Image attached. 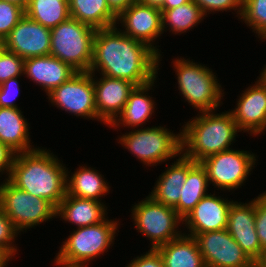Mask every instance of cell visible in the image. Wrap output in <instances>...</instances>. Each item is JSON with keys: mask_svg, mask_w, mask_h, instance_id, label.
<instances>
[{"mask_svg": "<svg viewBox=\"0 0 266 267\" xmlns=\"http://www.w3.org/2000/svg\"><path fill=\"white\" fill-rule=\"evenodd\" d=\"M24 15L20 6L0 0V39L4 40Z\"/></svg>", "mask_w": 266, "mask_h": 267, "instance_id": "31", "label": "cell"}, {"mask_svg": "<svg viewBox=\"0 0 266 267\" xmlns=\"http://www.w3.org/2000/svg\"><path fill=\"white\" fill-rule=\"evenodd\" d=\"M19 79L20 77L11 78L0 84V107L20 108L15 102L20 94Z\"/></svg>", "mask_w": 266, "mask_h": 267, "instance_id": "36", "label": "cell"}, {"mask_svg": "<svg viewBox=\"0 0 266 267\" xmlns=\"http://www.w3.org/2000/svg\"><path fill=\"white\" fill-rule=\"evenodd\" d=\"M137 0H107L111 10L118 16L123 10L127 9Z\"/></svg>", "mask_w": 266, "mask_h": 267, "instance_id": "39", "label": "cell"}, {"mask_svg": "<svg viewBox=\"0 0 266 267\" xmlns=\"http://www.w3.org/2000/svg\"><path fill=\"white\" fill-rule=\"evenodd\" d=\"M20 108L0 107V142L16 153L32 151L30 127Z\"/></svg>", "mask_w": 266, "mask_h": 267, "instance_id": "23", "label": "cell"}, {"mask_svg": "<svg viewBox=\"0 0 266 267\" xmlns=\"http://www.w3.org/2000/svg\"><path fill=\"white\" fill-rule=\"evenodd\" d=\"M100 76L93 74L95 107L98 118L109 126L122 112L136 85L124 79Z\"/></svg>", "mask_w": 266, "mask_h": 267, "instance_id": "18", "label": "cell"}, {"mask_svg": "<svg viewBox=\"0 0 266 267\" xmlns=\"http://www.w3.org/2000/svg\"><path fill=\"white\" fill-rule=\"evenodd\" d=\"M79 166L77 170L72 172L66 171V194L78 198L92 199L101 201V197H105L110 193V187L104 175L92 167ZM105 179V180H104Z\"/></svg>", "mask_w": 266, "mask_h": 267, "instance_id": "24", "label": "cell"}, {"mask_svg": "<svg viewBox=\"0 0 266 267\" xmlns=\"http://www.w3.org/2000/svg\"><path fill=\"white\" fill-rule=\"evenodd\" d=\"M159 66L158 54L147 44L123 34L119 26L97 29L89 69L92 74L98 72L142 86L157 79Z\"/></svg>", "mask_w": 266, "mask_h": 267, "instance_id": "1", "label": "cell"}, {"mask_svg": "<svg viewBox=\"0 0 266 267\" xmlns=\"http://www.w3.org/2000/svg\"><path fill=\"white\" fill-rule=\"evenodd\" d=\"M209 182L207 172L197 162L187 173V178L180 191L178 204L174 207L178 215L184 219L195 205L208 195Z\"/></svg>", "mask_w": 266, "mask_h": 267, "instance_id": "27", "label": "cell"}, {"mask_svg": "<svg viewBox=\"0 0 266 267\" xmlns=\"http://www.w3.org/2000/svg\"><path fill=\"white\" fill-rule=\"evenodd\" d=\"M254 267H264L262 264H256Z\"/></svg>", "mask_w": 266, "mask_h": 267, "instance_id": "46", "label": "cell"}, {"mask_svg": "<svg viewBox=\"0 0 266 267\" xmlns=\"http://www.w3.org/2000/svg\"><path fill=\"white\" fill-rule=\"evenodd\" d=\"M105 202L65 195L57 207L56 217L76 225L75 228L98 224L108 217Z\"/></svg>", "mask_w": 266, "mask_h": 267, "instance_id": "22", "label": "cell"}, {"mask_svg": "<svg viewBox=\"0 0 266 267\" xmlns=\"http://www.w3.org/2000/svg\"><path fill=\"white\" fill-rule=\"evenodd\" d=\"M48 101L59 110L76 117L102 121L97 116L93 74L77 72L68 81L53 89L48 95ZM93 118V119H92Z\"/></svg>", "mask_w": 266, "mask_h": 267, "instance_id": "11", "label": "cell"}, {"mask_svg": "<svg viewBox=\"0 0 266 267\" xmlns=\"http://www.w3.org/2000/svg\"><path fill=\"white\" fill-rule=\"evenodd\" d=\"M24 60V58L3 48L0 52V84L8 79L22 76Z\"/></svg>", "mask_w": 266, "mask_h": 267, "instance_id": "32", "label": "cell"}, {"mask_svg": "<svg viewBox=\"0 0 266 267\" xmlns=\"http://www.w3.org/2000/svg\"><path fill=\"white\" fill-rule=\"evenodd\" d=\"M156 79L148 84L142 86H136L130 93L129 98L123 107L122 112L118 117L109 125V128H121V126L134 128H144V124L149 122L152 114L155 112L156 103L152 99L154 97L149 96L150 90H153ZM147 94V95H146ZM140 126V127H139Z\"/></svg>", "mask_w": 266, "mask_h": 267, "instance_id": "21", "label": "cell"}, {"mask_svg": "<svg viewBox=\"0 0 266 267\" xmlns=\"http://www.w3.org/2000/svg\"><path fill=\"white\" fill-rule=\"evenodd\" d=\"M202 10L206 17L207 14L218 13V12H227L228 10L236 11L238 19L241 16L242 12V2L243 0H193Z\"/></svg>", "mask_w": 266, "mask_h": 267, "instance_id": "34", "label": "cell"}, {"mask_svg": "<svg viewBox=\"0 0 266 267\" xmlns=\"http://www.w3.org/2000/svg\"><path fill=\"white\" fill-rule=\"evenodd\" d=\"M70 17L88 24L95 29L116 25L117 15L109 7L107 0H71Z\"/></svg>", "mask_w": 266, "mask_h": 267, "instance_id": "26", "label": "cell"}, {"mask_svg": "<svg viewBox=\"0 0 266 267\" xmlns=\"http://www.w3.org/2000/svg\"><path fill=\"white\" fill-rule=\"evenodd\" d=\"M257 78L260 79L266 85V65L263 66L262 71L260 72V75Z\"/></svg>", "mask_w": 266, "mask_h": 267, "instance_id": "44", "label": "cell"}, {"mask_svg": "<svg viewBox=\"0 0 266 267\" xmlns=\"http://www.w3.org/2000/svg\"><path fill=\"white\" fill-rule=\"evenodd\" d=\"M3 48H4V41L0 39V52L3 50Z\"/></svg>", "mask_w": 266, "mask_h": 267, "instance_id": "45", "label": "cell"}, {"mask_svg": "<svg viewBox=\"0 0 266 267\" xmlns=\"http://www.w3.org/2000/svg\"><path fill=\"white\" fill-rule=\"evenodd\" d=\"M42 148L16 153L7 179L15 187L44 198L57 208L66 195L67 168L51 150Z\"/></svg>", "mask_w": 266, "mask_h": 267, "instance_id": "2", "label": "cell"}, {"mask_svg": "<svg viewBox=\"0 0 266 267\" xmlns=\"http://www.w3.org/2000/svg\"><path fill=\"white\" fill-rule=\"evenodd\" d=\"M255 84L242 91L231 111L240 131L258 136L266 130V85L256 79Z\"/></svg>", "mask_w": 266, "mask_h": 267, "instance_id": "16", "label": "cell"}, {"mask_svg": "<svg viewBox=\"0 0 266 267\" xmlns=\"http://www.w3.org/2000/svg\"><path fill=\"white\" fill-rule=\"evenodd\" d=\"M15 156V151H13L8 145L0 142V174H6L5 179H7L10 175Z\"/></svg>", "mask_w": 266, "mask_h": 267, "instance_id": "38", "label": "cell"}, {"mask_svg": "<svg viewBox=\"0 0 266 267\" xmlns=\"http://www.w3.org/2000/svg\"><path fill=\"white\" fill-rule=\"evenodd\" d=\"M77 73L69 64L47 55L24 60L23 75L42 87L48 95L53 89L68 81Z\"/></svg>", "mask_w": 266, "mask_h": 267, "instance_id": "19", "label": "cell"}, {"mask_svg": "<svg viewBox=\"0 0 266 267\" xmlns=\"http://www.w3.org/2000/svg\"><path fill=\"white\" fill-rule=\"evenodd\" d=\"M216 111L198 112L197 116L184 122L181 143L185 157L201 162L210 155L232 148L237 132L241 131L230 110L222 113Z\"/></svg>", "mask_w": 266, "mask_h": 267, "instance_id": "3", "label": "cell"}, {"mask_svg": "<svg viewBox=\"0 0 266 267\" xmlns=\"http://www.w3.org/2000/svg\"><path fill=\"white\" fill-rule=\"evenodd\" d=\"M194 238L206 267H254L256 265L227 229L196 234Z\"/></svg>", "mask_w": 266, "mask_h": 267, "instance_id": "13", "label": "cell"}, {"mask_svg": "<svg viewBox=\"0 0 266 267\" xmlns=\"http://www.w3.org/2000/svg\"><path fill=\"white\" fill-rule=\"evenodd\" d=\"M143 4H146L151 7L161 9L165 3V0H138Z\"/></svg>", "mask_w": 266, "mask_h": 267, "instance_id": "41", "label": "cell"}, {"mask_svg": "<svg viewBox=\"0 0 266 267\" xmlns=\"http://www.w3.org/2000/svg\"><path fill=\"white\" fill-rule=\"evenodd\" d=\"M3 1L14 3V4L20 6L21 8H23L24 10L27 9V7L30 3V0H3Z\"/></svg>", "mask_w": 266, "mask_h": 267, "instance_id": "43", "label": "cell"}, {"mask_svg": "<svg viewBox=\"0 0 266 267\" xmlns=\"http://www.w3.org/2000/svg\"><path fill=\"white\" fill-rule=\"evenodd\" d=\"M204 17L201 8L193 0L173 9L161 10L163 33L169 30L175 35L185 34L198 26Z\"/></svg>", "mask_w": 266, "mask_h": 267, "instance_id": "28", "label": "cell"}, {"mask_svg": "<svg viewBox=\"0 0 266 267\" xmlns=\"http://www.w3.org/2000/svg\"><path fill=\"white\" fill-rule=\"evenodd\" d=\"M173 60L177 88L184 100L199 112L219 109L225 92L211 67L181 56Z\"/></svg>", "mask_w": 266, "mask_h": 267, "instance_id": "5", "label": "cell"}, {"mask_svg": "<svg viewBox=\"0 0 266 267\" xmlns=\"http://www.w3.org/2000/svg\"><path fill=\"white\" fill-rule=\"evenodd\" d=\"M257 155L252 151L228 149L206 157L200 163L207 172L209 185L231 192L242 188L254 169ZM231 190V191H230Z\"/></svg>", "mask_w": 266, "mask_h": 267, "instance_id": "10", "label": "cell"}, {"mask_svg": "<svg viewBox=\"0 0 266 267\" xmlns=\"http://www.w3.org/2000/svg\"><path fill=\"white\" fill-rule=\"evenodd\" d=\"M20 232L0 207V247L13 259L17 254L15 240ZM15 243V244H14Z\"/></svg>", "mask_w": 266, "mask_h": 267, "instance_id": "33", "label": "cell"}, {"mask_svg": "<svg viewBox=\"0 0 266 267\" xmlns=\"http://www.w3.org/2000/svg\"><path fill=\"white\" fill-rule=\"evenodd\" d=\"M227 230L255 264H262V251L255 229V198L247 203L233 201L228 213Z\"/></svg>", "mask_w": 266, "mask_h": 267, "instance_id": "14", "label": "cell"}, {"mask_svg": "<svg viewBox=\"0 0 266 267\" xmlns=\"http://www.w3.org/2000/svg\"><path fill=\"white\" fill-rule=\"evenodd\" d=\"M12 258L0 247V267H7Z\"/></svg>", "mask_w": 266, "mask_h": 267, "instance_id": "42", "label": "cell"}, {"mask_svg": "<svg viewBox=\"0 0 266 267\" xmlns=\"http://www.w3.org/2000/svg\"><path fill=\"white\" fill-rule=\"evenodd\" d=\"M120 23L124 27L120 29L123 34L147 44L158 54V63H161V50L157 48L160 46L155 44L163 34L160 9L137 0L117 16L116 26Z\"/></svg>", "mask_w": 266, "mask_h": 267, "instance_id": "12", "label": "cell"}, {"mask_svg": "<svg viewBox=\"0 0 266 267\" xmlns=\"http://www.w3.org/2000/svg\"><path fill=\"white\" fill-rule=\"evenodd\" d=\"M255 229L262 251L266 254V191L255 197Z\"/></svg>", "mask_w": 266, "mask_h": 267, "instance_id": "35", "label": "cell"}, {"mask_svg": "<svg viewBox=\"0 0 266 267\" xmlns=\"http://www.w3.org/2000/svg\"><path fill=\"white\" fill-rule=\"evenodd\" d=\"M137 202L131 209L133 225L150 240V248L156 249L183 234L180 226L183 219L174 208L156 202L149 195Z\"/></svg>", "mask_w": 266, "mask_h": 267, "instance_id": "8", "label": "cell"}, {"mask_svg": "<svg viewBox=\"0 0 266 267\" xmlns=\"http://www.w3.org/2000/svg\"><path fill=\"white\" fill-rule=\"evenodd\" d=\"M3 41L6 50L21 58L47 56L50 55L51 29L25 14Z\"/></svg>", "mask_w": 266, "mask_h": 267, "instance_id": "15", "label": "cell"}, {"mask_svg": "<svg viewBox=\"0 0 266 267\" xmlns=\"http://www.w3.org/2000/svg\"><path fill=\"white\" fill-rule=\"evenodd\" d=\"M156 249L165 267H206L197 241L184 233Z\"/></svg>", "mask_w": 266, "mask_h": 267, "instance_id": "25", "label": "cell"}, {"mask_svg": "<svg viewBox=\"0 0 266 267\" xmlns=\"http://www.w3.org/2000/svg\"><path fill=\"white\" fill-rule=\"evenodd\" d=\"M118 220L108 217L95 225L76 228L63 241L54 265L59 267H88L90 261L108 252L114 245L116 231L119 232Z\"/></svg>", "mask_w": 266, "mask_h": 267, "instance_id": "4", "label": "cell"}, {"mask_svg": "<svg viewBox=\"0 0 266 267\" xmlns=\"http://www.w3.org/2000/svg\"><path fill=\"white\" fill-rule=\"evenodd\" d=\"M96 31L94 27L69 17L51 29L50 55L77 72H89Z\"/></svg>", "mask_w": 266, "mask_h": 267, "instance_id": "7", "label": "cell"}, {"mask_svg": "<svg viewBox=\"0 0 266 267\" xmlns=\"http://www.w3.org/2000/svg\"><path fill=\"white\" fill-rule=\"evenodd\" d=\"M256 33L260 40H266V0H243L239 18Z\"/></svg>", "mask_w": 266, "mask_h": 267, "instance_id": "30", "label": "cell"}, {"mask_svg": "<svg viewBox=\"0 0 266 267\" xmlns=\"http://www.w3.org/2000/svg\"><path fill=\"white\" fill-rule=\"evenodd\" d=\"M191 0H165L163 7L160 10L173 9L180 5H184Z\"/></svg>", "mask_w": 266, "mask_h": 267, "instance_id": "40", "label": "cell"}, {"mask_svg": "<svg viewBox=\"0 0 266 267\" xmlns=\"http://www.w3.org/2000/svg\"><path fill=\"white\" fill-rule=\"evenodd\" d=\"M0 207L20 234L57 218V208L51 202L15 187L8 179L2 182Z\"/></svg>", "mask_w": 266, "mask_h": 267, "instance_id": "9", "label": "cell"}, {"mask_svg": "<svg viewBox=\"0 0 266 267\" xmlns=\"http://www.w3.org/2000/svg\"><path fill=\"white\" fill-rule=\"evenodd\" d=\"M262 265H263L264 267H266V258H265L264 262L262 263Z\"/></svg>", "mask_w": 266, "mask_h": 267, "instance_id": "47", "label": "cell"}, {"mask_svg": "<svg viewBox=\"0 0 266 267\" xmlns=\"http://www.w3.org/2000/svg\"><path fill=\"white\" fill-rule=\"evenodd\" d=\"M25 14L52 29L70 17L69 3L65 0H30Z\"/></svg>", "mask_w": 266, "mask_h": 267, "instance_id": "29", "label": "cell"}, {"mask_svg": "<svg viewBox=\"0 0 266 267\" xmlns=\"http://www.w3.org/2000/svg\"><path fill=\"white\" fill-rule=\"evenodd\" d=\"M144 253L133 258L125 267H165L157 249L150 248L149 251Z\"/></svg>", "mask_w": 266, "mask_h": 267, "instance_id": "37", "label": "cell"}, {"mask_svg": "<svg viewBox=\"0 0 266 267\" xmlns=\"http://www.w3.org/2000/svg\"><path fill=\"white\" fill-rule=\"evenodd\" d=\"M197 162L185 157L182 153L169 167L165 168L155 182L149 196L156 202L174 208L180 198V191L186 181L188 171Z\"/></svg>", "mask_w": 266, "mask_h": 267, "instance_id": "20", "label": "cell"}, {"mask_svg": "<svg viewBox=\"0 0 266 267\" xmlns=\"http://www.w3.org/2000/svg\"><path fill=\"white\" fill-rule=\"evenodd\" d=\"M233 201L209 193L183 219L184 228L189 229L186 230L188 233H183L194 237L196 234L227 229L228 213Z\"/></svg>", "mask_w": 266, "mask_h": 267, "instance_id": "17", "label": "cell"}, {"mask_svg": "<svg viewBox=\"0 0 266 267\" xmlns=\"http://www.w3.org/2000/svg\"><path fill=\"white\" fill-rule=\"evenodd\" d=\"M175 134L166 126L132 129L117 140L125 149L147 166H156L182 153L181 129Z\"/></svg>", "mask_w": 266, "mask_h": 267, "instance_id": "6", "label": "cell"}]
</instances>
